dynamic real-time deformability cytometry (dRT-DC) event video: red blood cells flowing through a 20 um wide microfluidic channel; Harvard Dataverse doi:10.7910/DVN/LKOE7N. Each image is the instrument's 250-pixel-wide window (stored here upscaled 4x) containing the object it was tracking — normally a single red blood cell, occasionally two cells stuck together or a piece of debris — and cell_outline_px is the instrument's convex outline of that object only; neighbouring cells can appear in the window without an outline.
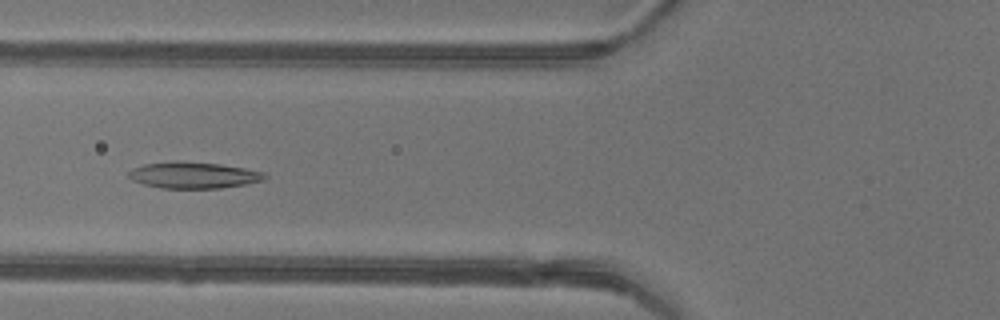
{"species": "common noctule bat (a hibernating species)", "species_latin": "Nyctalus noctula", "temperature_condition": "warm", "stored_images_in_passage": 26, "camera_frame_rate_fps": 3000, "um_per_image_px": 0.085, "animal": {"sex": "female"}, "frame": {"image": 1, "passage_image": 4, "time_ms": 1.0, "image_size_px": [1000, 320], "cell_outline_px": [[268, 176], [264, 180], [244, 184], [220, 188], [160, 188], [144, 184], [132, 180], [128, 176], [128, 172], [132, 168], [144, 164], [176, 160], [220, 164], [244, 168], [260, 172]], "centroid_in_image_um": [16.4, 14.88], "position_along_channel_um": 109.4, "area_um2": 20.87}}
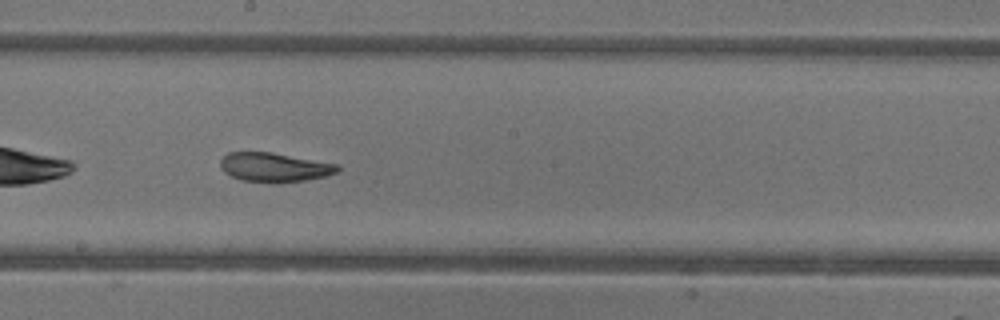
{"frame": {"image": 2, "passage_image": 12, "time_ms": 3.667, "image_size_px": [1000, 320], "cell_outline_px": [[340, 168], [336, 172], [324, 176], [304, 180], [276, 184], [240, 180], [224, 172], [220, 168], [220, 160], [228, 152], [272, 152], [336, 164]], "centroid_in_image_um": [23.26, 14.23], "position_along_channel_um": 224.9, "area_um2": 19.94}}
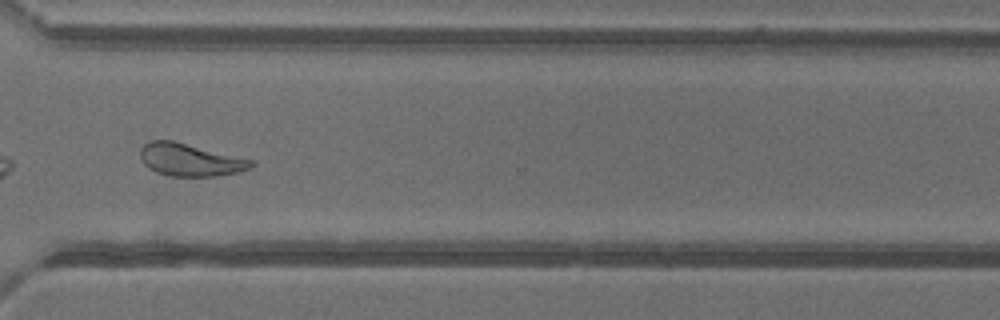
{"frame": {"image": 3, "passage_image": 21, "time_ms": 6.667, "image_size_px": [1000, 320], "cell_outline_px": [[256, 164], [248, 168], [236, 172], [216, 176], [168, 176], [156, 172], [148, 168], [144, 164], [140, 156], [140, 148], [144, 144], [152, 140], [172, 140], [252, 160]], "centroid_in_image_um": [16.1, 13.59], "position_along_channel_um": 354.5, "area_um2": 20.81}, "authors_computed_cell_mechanics": {"area_um2": 20.2878, "velocity_mm_per_s": 4.3261, "shape_relaxation_time_tau1_ms": 9.0937, "shape_relaxation_time_tau2_ms": 2.4423, "deformation_change_tau1": 0.2405, "deformation_change_tau2": 0.1027}}